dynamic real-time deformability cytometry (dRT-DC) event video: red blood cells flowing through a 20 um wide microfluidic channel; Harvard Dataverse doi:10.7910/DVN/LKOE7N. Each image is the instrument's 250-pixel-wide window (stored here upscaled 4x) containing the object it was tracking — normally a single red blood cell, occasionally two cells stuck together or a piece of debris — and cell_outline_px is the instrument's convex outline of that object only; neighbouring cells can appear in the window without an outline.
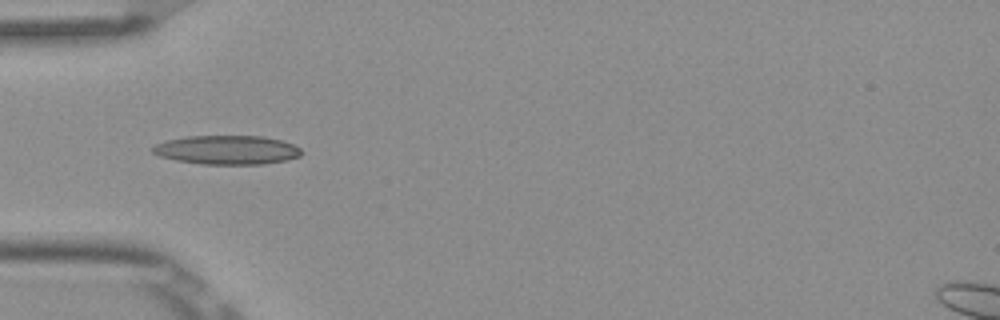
{"species": "Egyptian fruit bat (a non-hibernating species)", "species_latin": "Rousettus aegyptiacus", "temperature_condition": "room temperature", "stored_images_in_passage": 3, "camera_frame_rate_fps": 3000, "um_per_image_px": 0.085, "frame": {"image": 1, "passage_image": 1, "time_ms": 0.0, "image_size_px": [1000, 320], "cell_outline_px": [[304, 152], [300, 156], [284, 160], [264, 164], [200, 164], [176, 160], [160, 156], [152, 152], [152, 148], [156, 144], [168, 140], [184, 136], [264, 136], [280, 140], [292, 144], [300, 148]], "centroid_in_image_um": [19.3, 12.74], "position_along_channel_um": 65.7, "area_um2": 25.09}}
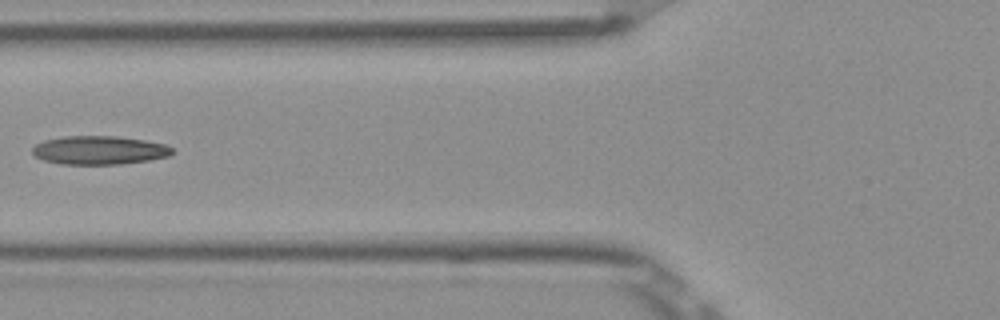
{"frame": {"image": 2, "passage_image": 2, "time_ms": 0.333, "image_size_px": [1000, 320], "cell_outline_px": [[172, 152], [168, 156], [148, 160], [120, 164], [60, 164], [44, 160], [36, 156], [32, 152], [32, 148], [36, 144], [44, 140], [64, 136], [116, 136], [144, 140], [164, 144], [172, 148]], "centroid_in_image_um": [8.41, 12.76], "position_along_channel_um": 117.4, "area_um2": 23.12}}
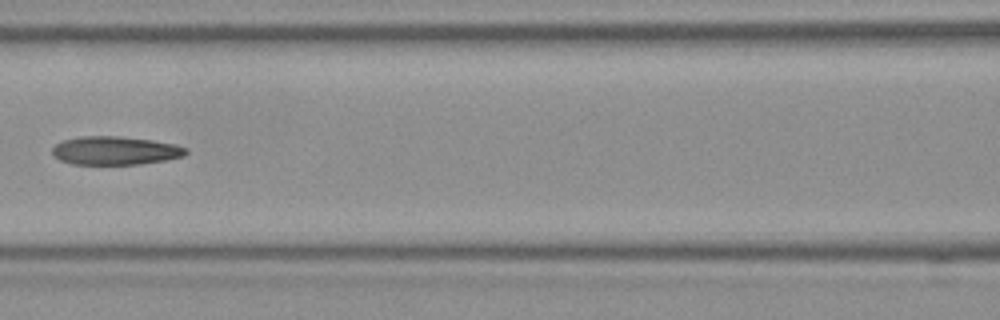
{"frame": {"image": 3, "passage_image": 3, "time_ms": 0.667, "image_size_px": [1000, 320], "cell_outline_px": [[188, 152], [184, 156], [164, 160], [140, 164], [72, 164], [60, 160], [52, 152], [52, 148], [60, 140], [80, 136], [120, 136], [152, 140], [176, 144], [188, 148]], "centroid_in_image_um": [9.8, 12.79], "position_along_channel_um": 156.8, "area_um2": 22.25}}